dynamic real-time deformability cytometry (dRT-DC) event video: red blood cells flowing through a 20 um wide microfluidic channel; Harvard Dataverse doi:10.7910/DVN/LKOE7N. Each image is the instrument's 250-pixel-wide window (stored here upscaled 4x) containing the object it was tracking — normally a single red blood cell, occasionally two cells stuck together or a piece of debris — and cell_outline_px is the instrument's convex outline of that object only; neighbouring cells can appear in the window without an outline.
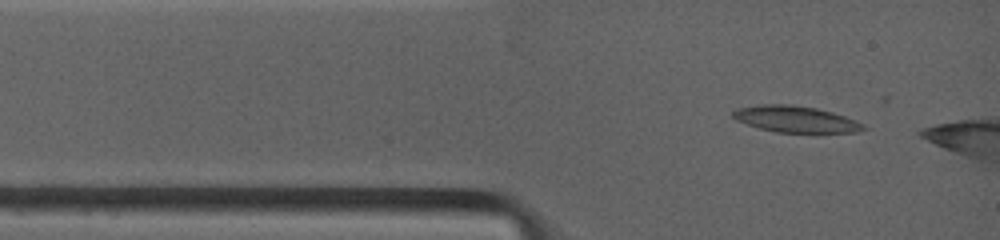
{"species": "common noctule bat (a hibernating species)", "species_latin": "Nyctalus noctula", "temperature_condition": "warm", "stored_images_in_passage": 3, "camera_frame_rate_fps": 4500, "um_per_image_px": 0.085, "animal": {"sex": "female", "body_mass_g": 19.0, "forearm_length_mm": 53.3}, "frame": {"image": 1, "passage_image": 1, "time_ms": 0.0, "image_size_px": [1000, 240], "cell_outline_px": [[868, 128], [856, 132], [776, 132], [760, 128], [736, 120], [732, 116], [732, 112], [740, 108], [764, 104], [780, 104], [816, 108], [844, 116], [864, 124]], "centroid_in_image_um": [67.63, 10.14], "position_along_channel_um": 17.4, "area_um2": 19.54}}